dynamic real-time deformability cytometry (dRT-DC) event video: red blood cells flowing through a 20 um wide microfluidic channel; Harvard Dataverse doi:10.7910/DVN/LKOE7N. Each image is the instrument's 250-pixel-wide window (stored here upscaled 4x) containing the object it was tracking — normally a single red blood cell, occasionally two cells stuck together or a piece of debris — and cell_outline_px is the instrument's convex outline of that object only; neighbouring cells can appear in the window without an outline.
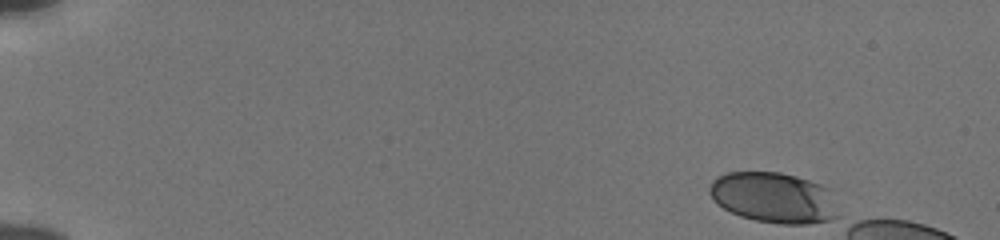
{"species": "human", "species_latin": "Homo sapiens", "temperature_condition": "cold", "stored_images_in_passage": 12, "camera_frame_rate_fps": 3000, "um_per_image_px": 0.085, "donor": {"sex": "male"}, "frame": {"image": 1, "passage_image": 1, "time_ms": 0.0, "image_size_px": [1000, 240], "cell_outline_px": [[836, 220], [808, 224], [780, 224], [756, 220], [740, 216], [716, 204], [712, 200], [708, 192], [708, 188], [712, 180], [716, 176], [728, 172], [780, 172], [796, 176], [820, 184], [828, 188], [836, 216]], "centroid_in_image_um": [65.69, 16.8], "position_along_channel_um": 19.3, "area_um2": 37.92}}